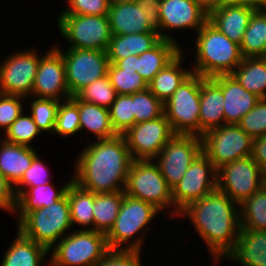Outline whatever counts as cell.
<instances>
[{
	"label": "cell",
	"instance_id": "11",
	"mask_svg": "<svg viewBox=\"0 0 266 266\" xmlns=\"http://www.w3.org/2000/svg\"><path fill=\"white\" fill-rule=\"evenodd\" d=\"M54 47L62 54L65 64L66 84L70 95L75 96L85 86L108 74L107 51L95 49Z\"/></svg>",
	"mask_w": 266,
	"mask_h": 266
},
{
	"label": "cell",
	"instance_id": "40",
	"mask_svg": "<svg viewBox=\"0 0 266 266\" xmlns=\"http://www.w3.org/2000/svg\"><path fill=\"white\" fill-rule=\"evenodd\" d=\"M76 96L84 102L96 104L105 108L116 100L118 94L115 88L111 85L110 79L107 76L95 80L92 84L81 89Z\"/></svg>",
	"mask_w": 266,
	"mask_h": 266
},
{
	"label": "cell",
	"instance_id": "29",
	"mask_svg": "<svg viewBox=\"0 0 266 266\" xmlns=\"http://www.w3.org/2000/svg\"><path fill=\"white\" fill-rule=\"evenodd\" d=\"M162 38L158 32L112 35L107 49L110 63L130 55H141L153 48Z\"/></svg>",
	"mask_w": 266,
	"mask_h": 266
},
{
	"label": "cell",
	"instance_id": "7",
	"mask_svg": "<svg viewBox=\"0 0 266 266\" xmlns=\"http://www.w3.org/2000/svg\"><path fill=\"white\" fill-rule=\"evenodd\" d=\"M77 230V231H76ZM71 231L49 252L46 266H95L110 250L106 234L94 230Z\"/></svg>",
	"mask_w": 266,
	"mask_h": 266
},
{
	"label": "cell",
	"instance_id": "35",
	"mask_svg": "<svg viewBox=\"0 0 266 266\" xmlns=\"http://www.w3.org/2000/svg\"><path fill=\"white\" fill-rule=\"evenodd\" d=\"M239 206L242 229L266 231V188L264 185Z\"/></svg>",
	"mask_w": 266,
	"mask_h": 266
},
{
	"label": "cell",
	"instance_id": "22",
	"mask_svg": "<svg viewBox=\"0 0 266 266\" xmlns=\"http://www.w3.org/2000/svg\"><path fill=\"white\" fill-rule=\"evenodd\" d=\"M224 258L242 266H266V231L241 228L237 242Z\"/></svg>",
	"mask_w": 266,
	"mask_h": 266
},
{
	"label": "cell",
	"instance_id": "16",
	"mask_svg": "<svg viewBox=\"0 0 266 266\" xmlns=\"http://www.w3.org/2000/svg\"><path fill=\"white\" fill-rule=\"evenodd\" d=\"M174 135L165 114L136 123L123 134L133 160H153Z\"/></svg>",
	"mask_w": 266,
	"mask_h": 266
},
{
	"label": "cell",
	"instance_id": "1",
	"mask_svg": "<svg viewBox=\"0 0 266 266\" xmlns=\"http://www.w3.org/2000/svg\"><path fill=\"white\" fill-rule=\"evenodd\" d=\"M87 141L74 161L73 181L95 194L124 191L133 162L125 137Z\"/></svg>",
	"mask_w": 266,
	"mask_h": 266
},
{
	"label": "cell",
	"instance_id": "45",
	"mask_svg": "<svg viewBox=\"0 0 266 266\" xmlns=\"http://www.w3.org/2000/svg\"><path fill=\"white\" fill-rule=\"evenodd\" d=\"M24 99L22 96L0 93V129L3 133L25 111Z\"/></svg>",
	"mask_w": 266,
	"mask_h": 266
},
{
	"label": "cell",
	"instance_id": "52",
	"mask_svg": "<svg viewBox=\"0 0 266 266\" xmlns=\"http://www.w3.org/2000/svg\"><path fill=\"white\" fill-rule=\"evenodd\" d=\"M208 13L223 5L224 3H228V0H196Z\"/></svg>",
	"mask_w": 266,
	"mask_h": 266
},
{
	"label": "cell",
	"instance_id": "23",
	"mask_svg": "<svg viewBox=\"0 0 266 266\" xmlns=\"http://www.w3.org/2000/svg\"><path fill=\"white\" fill-rule=\"evenodd\" d=\"M107 16L112 35L157 32L149 25L136 1L109 5Z\"/></svg>",
	"mask_w": 266,
	"mask_h": 266
},
{
	"label": "cell",
	"instance_id": "8",
	"mask_svg": "<svg viewBox=\"0 0 266 266\" xmlns=\"http://www.w3.org/2000/svg\"><path fill=\"white\" fill-rule=\"evenodd\" d=\"M204 79L192 72L164 103V114L175 134L199 136L200 91Z\"/></svg>",
	"mask_w": 266,
	"mask_h": 266
},
{
	"label": "cell",
	"instance_id": "44",
	"mask_svg": "<svg viewBox=\"0 0 266 266\" xmlns=\"http://www.w3.org/2000/svg\"><path fill=\"white\" fill-rule=\"evenodd\" d=\"M49 171L46 163L37 155L21 180L13 187L15 196L17 197L26 188L49 183Z\"/></svg>",
	"mask_w": 266,
	"mask_h": 266
},
{
	"label": "cell",
	"instance_id": "19",
	"mask_svg": "<svg viewBox=\"0 0 266 266\" xmlns=\"http://www.w3.org/2000/svg\"><path fill=\"white\" fill-rule=\"evenodd\" d=\"M250 4L224 3L208 13V21L231 41L241 44L252 13Z\"/></svg>",
	"mask_w": 266,
	"mask_h": 266
},
{
	"label": "cell",
	"instance_id": "10",
	"mask_svg": "<svg viewBox=\"0 0 266 266\" xmlns=\"http://www.w3.org/2000/svg\"><path fill=\"white\" fill-rule=\"evenodd\" d=\"M202 152L216 169L251 156L253 139L238 124H224L201 135Z\"/></svg>",
	"mask_w": 266,
	"mask_h": 266
},
{
	"label": "cell",
	"instance_id": "34",
	"mask_svg": "<svg viewBox=\"0 0 266 266\" xmlns=\"http://www.w3.org/2000/svg\"><path fill=\"white\" fill-rule=\"evenodd\" d=\"M125 192L94 193V231L107 234L114 225Z\"/></svg>",
	"mask_w": 266,
	"mask_h": 266
},
{
	"label": "cell",
	"instance_id": "49",
	"mask_svg": "<svg viewBox=\"0 0 266 266\" xmlns=\"http://www.w3.org/2000/svg\"><path fill=\"white\" fill-rule=\"evenodd\" d=\"M137 5L143 9L149 25L159 33V10L161 0H136Z\"/></svg>",
	"mask_w": 266,
	"mask_h": 266
},
{
	"label": "cell",
	"instance_id": "3",
	"mask_svg": "<svg viewBox=\"0 0 266 266\" xmlns=\"http://www.w3.org/2000/svg\"><path fill=\"white\" fill-rule=\"evenodd\" d=\"M194 44L196 55L191 69L204 78L231 74L243 60L240 45L209 21L197 32Z\"/></svg>",
	"mask_w": 266,
	"mask_h": 266
},
{
	"label": "cell",
	"instance_id": "54",
	"mask_svg": "<svg viewBox=\"0 0 266 266\" xmlns=\"http://www.w3.org/2000/svg\"><path fill=\"white\" fill-rule=\"evenodd\" d=\"M136 0H108L109 5L124 3V2H135Z\"/></svg>",
	"mask_w": 266,
	"mask_h": 266
},
{
	"label": "cell",
	"instance_id": "17",
	"mask_svg": "<svg viewBox=\"0 0 266 266\" xmlns=\"http://www.w3.org/2000/svg\"><path fill=\"white\" fill-rule=\"evenodd\" d=\"M159 18L160 37L178 44L170 32L191 29L197 33L208 21V12L196 0H161Z\"/></svg>",
	"mask_w": 266,
	"mask_h": 266
},
{
	"label": "cell",
	"instance_id": "6",
	"mask_svg": "<svg viewBox=\"0 0 266 266\" xmlns=\"http://www.w3.org/2000/svg\"><path fill=\"white\" fill-rule=\"evenodd\" d=\"M124 192L127 196L152 204L160 212L173 210L169 213L171 218L180 214L174 207L171 188L153 160H133Z\"/></svg>",
	"mask_w": 266,
	"mask_h": 266
},
{
	"label": "cell",
	"instance_id": "30",
	"mask_svg": "<svg viewBox=\"0 0 266 266\" xmlns=\"http://www.w3.org/2000/svg\"><path fill=\"white\" fill-rule=\"evenodd\" d=\"M80 132L84 129L93 134L97 140L116 137L109 116L108 108L81 101L78 98Z\"/></svg>",
	"mask_w": 266,
	"mask_h": 266
},
{
	"label": "cell",
	"instance_id": "2",
	"mask_svg": "<svg viewBox=\"0 0 266 266\" xmlns=\"http://www.w3.org/2000/svg\"><path fill=\"white\" fill-rule=\"evenodd\" d=\"M178 217H187L192 223L216 266L234 247L240 234V206L218 189L190 203Z\"/></svg>",
	"mask_w": 266,
	"mask_h": 266
},
{
	"label": "cell",
	"instance_id": "24",
	"mask_svg": "<svg viewBox=\"0 0 266 266\" xmlns=\"http://www.w3.org/2000/svg\"><path fill=\"white\" fill-rule=\"evenodd\" d=\"M0 140V172L14 187L38 155L33 147Z\"/></svg>",
	"mask_w": 266,
	"mask_h": 266
},
{
	"label": "cell",
	"instance_id": "38",
	"mask_svg": "<svg viewBox=\"0 0 266 266\" xmlns=\"http://www.w3.org/2000/svg\"><path fill=\"white\" fill-rule=\"evenodd\" d=\"M107 75L118 95L134 94L148 89V84L136 71L120 69L114 63L109 64Z\"/></svg>",
	"mask_w": 266,
	"mask_h": 266
},
{
	"label": "cell",
	"instance_id": "26",
	"mask_svg": "<svg viewBox=\"0 0 266 266\" xmlns=\"http://www.w3.org/2000/svg\"><path fill=\"white\" fill-rule=\"evenodd\" d=\"M73 179H70L60 188H55L53 182L44 185L26 188L16 197L14 213L19 222L28 212L38 208H47L61 199L67 191V187Z\"/></svg>",
	"mask_w": 266,
	"mask_h": 266
},
{
	"label": "cell",
	"instance_id": "37",
	"mask_svg": "<svg viewBox=\"0 0 266 266\" xmlns=\"http://www.w3.org/2000/svg\"><path fill=\"white\" fill-rule=\"evenodd\" d=\"M108 110L111 125L117 135L125 134L135 124L133 94L118 95Z\"/></svg>",
	"mask_w": 266,
	"mask_h": 266
},
{
	"label": "cell",
	"instance_id": "27",
	"mask_svg": "<svg viewBox=\"0 0 266 266\" xmlns=\"http://www.w3.org/2000/svg\"><path fill=\"white\" fill-rule=\"evenodd\" d=\"M181 45L161 39L153 48L137 55L136 72L149 84L183 49Z\"/></svg>",
	"mask_w": 266,
	"mask_h": 266
},
{
	"label": "cell",
	"instance_id": "9",
	"mask_svg": "<svg viewBox=\"0 0 266 266\" xmlns=\"http://www.w3.org/2000/svg\"><path fill=\"white\" fill-rule=\"evenodd\" d=\"M60 35L70 43L68 48L107 51L112 37L107 15L59 14Z\"/></svg>",
	"mask_w": 266,
	"mask_h": 266
},
{
	"label": "cell",
	"instance_id": "12",
	"mask_svg": "<svg viewBox=\"0 0 266 266\" xmlns=\"http://www.w3.org/2000/svg\"><path fill=\"white\" fill-rule=\"evenodd\" d=\"M264 175L251 156L237 159L217 169V189L241 204L264 185Z\"/></svg>",
	"mask_w": 266,
	"mask_h": 266
},
{
	"label": "cell",
	"instance_id": "13",
	"mask_svg": "<svg viewBox=\"0 0 266 266\" xmlns=\"http://www.w3.org/2000/svg\"><path fill=\"white\" fill-rule=\"evenodd\" d=\"M217 189V169L201 152L191 163L181 180L171 189L174 207L180 213L195 202Z\"/></svg>",
	"mask_w": 266,
	"mask_h": 266
},
{
	"label": "cell",
	"instance_id": "36",
	"mask_svg": "<svg viewBox=\"0 0 266 266\" xmlns=\"http://www.w3.org/2000/svg\"><path fill=\"white\" fill-rule=\"evenodd\" d=\"M79 132L78 97L75 95L67 100L60 101L53 134L71 137V135H77Z\"/></svg>",
	"mask_w": 266,
	"mask_h": 266
},
{
	"label": "cell",
	"instance_id": "43",
	"mask_svg": "<svg viewBox=\"0 0 266 266\" xmlns=\"http://www.w3.org/2000/svg\"><path fill=\"white\" fill-rule=\"evenodd\" d=\"M238 125L252 139L266 135V98L260 99L257 104L242 117Z\"/></svg>",
	"mask_w": 266,
	"mask_h": 266
},
{
	"label": "cell",
	"instance_id": "50",
	"mask_svg": "<svg viewBox=\"0 0 266 266\" xmlns=\"http://www.w3.org/2000/svg\"><path fill=\"white\" fill-rule=\"evenodd\" d=\"M251 158L266 173V135L253 139Z\"/></svg>",
	"mask_w": 266,
	"mask_h": 266
},
{
	"label": "cell",
	"instance_id": "14",
	"mask_svg": "<svg viewBox=\"0 0 266 266\" xmlns=\"http://www.w3.org/2000/svg\"><path fill=\"white\" fill-rule=\"evenodd\" d=\"M9 55L0 62V93L30 99L41 55L30 48Z\"/></svg>",
	"mask_w": 266,
	"mask_h": 266
},
{
	"label": "cell",
	"instance_id": "5",
	"mask_svg": "<svg viewBox=\"0 0 266 266\" xmlns=\"http://www.w3.org/2000/svg\"><path fill=\"white\" fill-rule=\"evenodd\" d=\"M17 225L25 237L51 250L73 227L67 192L49 207L28 212Z\"/></svg>",
	"mask_w": 266,
	"mask_h": 266
},
{
	"label": "cell",
	"instance_id": "42",
	"mask_svg": "<svg viewBox=\"0 0 266 266\" xmlns=\"http://www.w3.org/2000/svg\"><path fill=\"white\" fill-rule=\"evenodd\" d=\"M135 124L154 120L164 114V104L149 90L133 94Z\"/></svg>",
	"mask_w": 266,
	"mask_h": 266
},
{
	"label": "cell",
	"instance_id": "39",
	"mask_svg": "<svg viewBox=\"0 0 266 266\" xmlns=\"http://www.w3.org/2000/svg\"><path fill=\"white\" fill-rule=\"evenodd\" d=\"M30 103L29 114L38 129L53 135L60 101L55 99L36 98Z\"/></svg>",
	"mask_w": 266,
	"mask_h": 266
},
{
	"label": "cell",
	"instance_id": "15",
	"mask_svg": "<svg viewBox=\"0 0 266 266\" xmlns=\"http://www.w3.org/2000/svg\"><path fill=\"white\" fill-rule=\"evenodd\" d=\"M201 152V136L175 134L153 161L172 189Z\"/></svg>",
	"mask_w": 266,
	"mask_h": 266
},
{
	"label": "cell",
	"instance_id": "51",
	"mask_svg": "<svg viewBox=\"0 0 266 266\" xmlns=\"http://www.w3.org/2000/svg\"><path fill=\"white\" fill-rule=\"evenodd\" d=\"M114 64L120 69L136 71L137 70V55H130L124 59H119Z\"/></svg>",
	"mask_w": 266,
	"mask_h": 266
},
{
	"label": "cell",
	"instance_id": "28",
	"mask_svg": "<svg viewBox=\"0 0 266 266\" xmlns=\"http://www.w3.org/2000/svg\"><path fill=\"white\" fill-rule=\"evenodd\" d=\"M184 50H182L171 62H169L148 84V89L164 104L192 73V69L182 67L184 62Z\"/></svg>",
	"mask_w": 266,
	"mask_h": 266
},
{
	"label": "cell",
	"instance_id": "53",
	"mask_svg": "<svg viewBox=\"0 0 266 266\" xmlns=\"http://www.w3.org/2000/svg\"><path fill=\"white\" fill-rule=\"evenodd\" d=\"M230 3L250 4L257 8H265L266 0H228Z\"/></svg>",
	"mask_w": 266,
	"mask_h": 266
},
{
	"label": "cell",
	"instance_id": "20",
	"mask_svg": "<svg viewBox=\"0 0 266 266\" xmlns=\"http://www.w3.org/2000/svg\"><path fill=\"white\" fill-rule=\"evenodd\" d=\"M212 79L222 88L225 124H238L260 100L247 91L231 75H217Z\"/></svg>",
	"mask_w": 266,
	"mask_h": 266
},
{
	"label": "cell",
	"instance_id": "18",
	"mask_svg": "<svg viewBox=\"0 0 266 266\" xmlns=\"http://www.w3.org/2000/svg\"><path fill=\"white\" fill-rule=\"evenodd\" d=\"M31 96L58 101L72 97L66 84L62 54L54 46L40 56Z\"/></svg>",
	"mask_w": 266,
	"mask_h": 266
},
{
	"label": "cell",
	"instance_id": "55",
	"mask_svg": "<svg viewBox=\"0 0 266 266\" xmlns=\"http://www.w3.org/2000/svg\"><path fill=\"white\" fill-rule=\"evenodd\" d=\"M264 187L266 188V173L264 175Z\"/></svg>",
	"mask_w": 266,
	"mask_h": 266
},
{
	"label": "cell",
	"instance_id": "41",
	"mask_svg": "<svg viewBox=\"0 0 266 266\" xmlns=\"http://www.w3.org/2000/svg\"><path fill=\"white\" fill-rule=\"evenodd\" d=\"M23 111L21 115L10 125L3 135V139L10 143L33 147L31 142L41 135L30 114Z\"/></svg>",
	"mask_w": 266,
	"mask_h": 266
},
{
	"label": "cell",
	"instance_id": "33",
	"mask_svg": "<svg viewBox=\"0 0 266 266\" xmlns=\"http://www.w3.org/2000/svg\"><path fill=\"white\" fill-rule=\"evenodd\" d=\"M240 49L243 58L266 57V7L252 13Z\"/></svg>",
	"mask_w": 266,
	"mask_h": 266
},
{
	"label": "cell",
	"instance_id": "21",
	"mask_svg": "<svg viewBox=\"0 0 266 266\" xmlns=\"http://www.w3.org/2000/svg\"><path fill=\"white\" fill-rule=\"evenodd\" d=\"M223 105L222 88L212 78H205L200 91L199 136L225 124Z\"/></svg>",
	"mask_w": 266,
	"mask_h": 266
},
{
	"label": "cell",
	"instance_id": "46",
	"mask_svg": "<svg viewBox=\"0 0 266 266\" xmlns=\"http://www.w3.org/2000/svg\"><path fill=\"white\" fill-rule=\"evenodd\" d=\"M68 7L60 14L107 15L108 0H67Z\"/></svg>",
	"mask_w": 266,
	"mask_h": 266
},
{
	"label": "cell",
	"instance_id": "4",
	"mask_svg": "<svg viewBox=\"0 0 266 266\" xmlns=\"http://www.w3.org/2000/svg\"><path fill=\"white\" fill-rule=\"evenodd\" d=\"M158 213L152 204L124 194L114 225L106 234L109 249L141 251L151 221Z\"/></svg>",
	"mask_w": 266,
	"mask_h": 266
},
{
	"label": "cell",
	"instance_id": "47",
	"mask_svg": "<svg viewBox=\"0 0 266 266\" xmlns=\"http://www.w3.org/2000/svg\"><path fill=\"white\" fill-rule=\"evenodd\" d=\"M141 251L110 249L95 266H143Z\"/></svg>",
	"mask_w": 266,
	"mask_h": 266
},
{
	"label": "cell",
	"instance_id": "48",
	"mask_svg": "<svg viewBox=\"0 0 266 266\" xmlns=\"http://www.w3.org/2000/svg\"><path fill=\"white\" fill-rule=\"evenodd\" d=\"M16 207V196L13 186L0 172V209L4 212L14 213Z\"/></svg>",
	"mask_w": 266,
	"mask_h": 266
},
{
	"label": "cell",
	"instance_id": "31",
	"mask_svg": "<svg viewBox=\"0 0 266 266\" xmlns=\"http://www.w3.org/2000/svg\"><path fill=\"white\" fill-rule=\"evenodd\" d=\"M231 75L250 93L266 98V57L243 58Z\"/></svg>",
	"mask_w": 266,
	"mask_h": 266
},
{
	"label": "cell",
	"instance_id": "25",
	"mask_svg": "<svg viewBox=\"0 0 266 266\" xmlns=\"http://www.w3.org/2000/svg\"><path fill=\"white\" fill-rule=\"evenodd\" d=\"M49 254L46 247L25 237L17 229L16 237L7 246L0 266H42Z\"/></svg>",
	"mask_w": 266,
	"mask_h": 266
},
{
	"label": "cell",
	"instance_id": "32",
	"mask_svg": "<svg viewBox=\"0 0 266 266\" xmlns=\"http://www.w3.org/2000/svg\"><path fill=\"white\" fill-rule=\"evenodd\" d=\"M66 192L70 204L72 225L82 226L80 230H94V193L80 187L73 180Z\"/></svg>",
	"mask_w": 266,
	"mask_h": 266
}]
</instances>
